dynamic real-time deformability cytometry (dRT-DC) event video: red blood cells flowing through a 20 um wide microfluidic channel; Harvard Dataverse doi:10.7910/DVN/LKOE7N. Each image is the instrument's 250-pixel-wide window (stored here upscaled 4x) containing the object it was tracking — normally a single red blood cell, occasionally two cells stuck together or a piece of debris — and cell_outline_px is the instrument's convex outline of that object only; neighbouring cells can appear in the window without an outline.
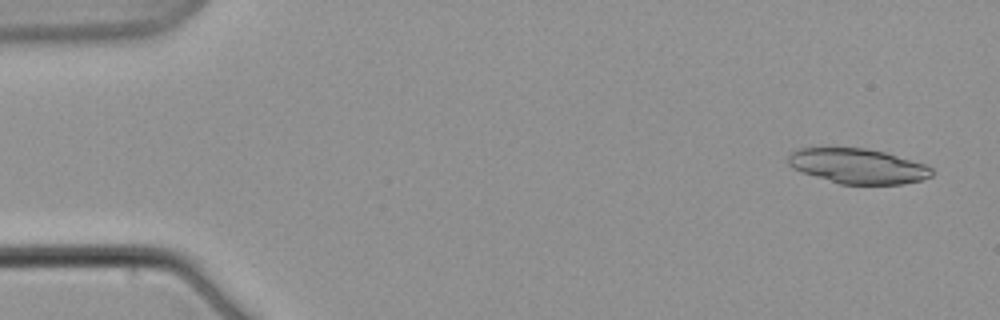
{"species": "common noctule bat (a hibernating species)", "species_latin": "Nyctalus noctula", "temperature_condition": "warm", "stored_images_in_passage": 6, "camera_frame_rate_fps": 3000, "um_per_image_px": 0.085, "animal": {"sex": "male", "body_mass_g": 21.5, "forearm_length_mm": 52.0}, "frame": {"image": 1, "passage_image": 2, "time_ms": 1.0, "image_size_px": [1000, 320], "cell_outline_px": [[932, 176], [920, 180], [904, 184], [840, 184], [800, 172], [792, 168], [788, 164], [788, 156], [796, 148], [868, 148], [884, 152], [924, 164], [932, 168]], "centroid_in_image_um": [72.88, 14.12], "position_along_channel_um": 12.1, "area_um2": 29.25}}